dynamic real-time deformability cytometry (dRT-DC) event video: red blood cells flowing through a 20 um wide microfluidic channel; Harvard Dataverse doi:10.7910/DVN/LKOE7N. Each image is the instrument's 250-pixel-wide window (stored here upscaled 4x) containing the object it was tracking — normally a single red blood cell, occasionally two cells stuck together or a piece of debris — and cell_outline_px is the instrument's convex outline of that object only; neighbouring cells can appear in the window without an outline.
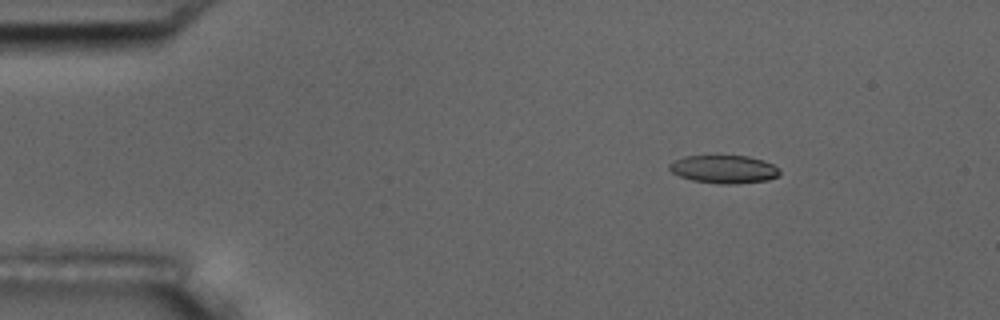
{"species": "common noctule bat (a hibernating species)", "species_latin": "Nyctalus noctula", "temperature_condition": "room temperature", "stored_images_in_passage": 15, "camera_frame_rate_fps": 3000, "um_per_image_px": 0.085, "animal": {"sex": "male", "body_mass_g": 17.5, "forearm_length_mm": 52.3}, "frame": {"image": 1, "passage_image": 3, "time_ms": 2.333, "image_size_px": [1000, 320], "cell_outline_px": [[780, 176], [768, 180], [732, 184], [720, 184], [692, 180], [680, 176], [672, 172], [668, 168], [668, 164], [684, 156], [716, 152], [748, 156], [764, 160], [780, 168]], "centroid_in_image_um": [61.53, 14.32], "position_along_channel_um": 23.5, "area_um2": 19.02}}
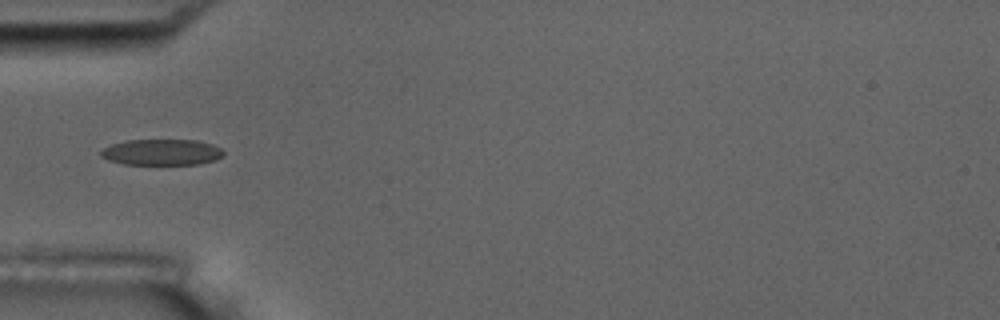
{"frame": {"image": 2, "passage_image": 5, "time_ms": 5.667, "image_size_px": [1000, 320], "cell_outline_px": [[224, 156], [216, 160], [200, 164], [124, 164], [108, 160], [100, 156], [100, 152], [104, 148], [112, 144], [128, 140], [196, 140], [212, 144], [220, 148], [224, 152]], "centroid_in_image_um": [13.77, 12.94], "position_along_channel_um": 71.2, "area_um2": 18.61}}
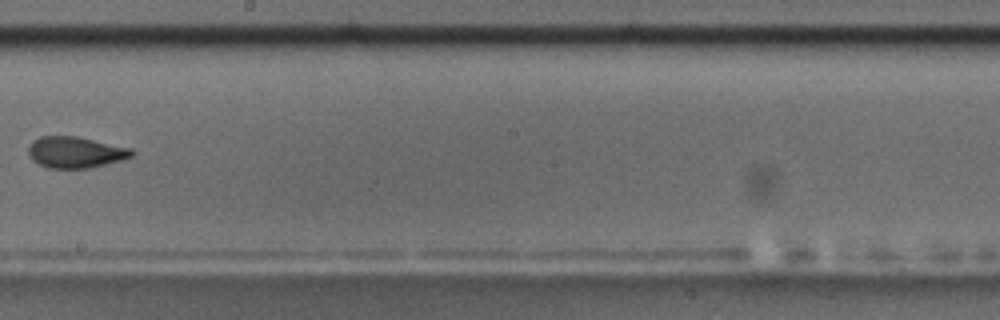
{"frame": {"image": 3, "passage_image": 9, "time_ms": 10.333, "image_size_px": [1000, 320], "cell_outline_px": [[136, 152], [132, 156], [124, 160], [88, 168], [48, 168], [32, 160], [28, 152], [28, 148], [32, 140], [40, 136], [76, 136], [132, 148]], "centroid_in_image_um": [6.43, 12.94], "position_along_channel_um": 241.8, "area_um2": 18.96}, "authors_computed_cell_mechanics": {"area_um2": 18.6694, "velocity_mm_per_s": 3.6568, "shape_relaxation_time_tau1_ms": 4.2032, "shape_relaxation_time_tau2_ms": null, "deformation_change_tau1": 0.1561, "deformation_change_tau2": null}}